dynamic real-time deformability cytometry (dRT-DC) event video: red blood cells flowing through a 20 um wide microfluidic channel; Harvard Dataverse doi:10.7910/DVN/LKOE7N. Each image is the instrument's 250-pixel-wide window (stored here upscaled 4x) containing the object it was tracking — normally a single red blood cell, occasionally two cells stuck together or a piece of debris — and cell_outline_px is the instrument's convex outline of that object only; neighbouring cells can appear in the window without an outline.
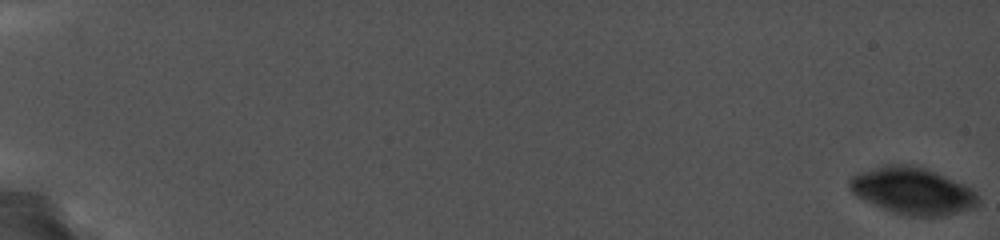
{"species": "common noctule bat (a hibernating species)", "species_latin": "Nyctalus noctula", "temperature_condition": "cold", "stored_images_in_passage": 18, "camera_frame_rate_fps": 5000, "um_per_image_px": 0.085, "animal": {"sex": "female", "body_mass_g": 19.0, "forearm_length_mm": 56.7}, "frame": {"image": 1, "passage_image": 1, "time_ms": 0.0, "image_size_px": [1000, 240], "cell_outline_px": [[980, 204], [972, 208], [960, 212], [944, 216], [908, 216], [892, 212], [864, 200], [856, 196], [848, 188], [848, 180], [852, 176], [860, 172], [884, 164], [908, 164], [924, 168], [936, 172], [972, 188], [976, 192], [980, 200]], "centroid_in_image_um": [77.57, 16.22], "position_along_channel_um": 7.4, "area_um2": 35.32}}